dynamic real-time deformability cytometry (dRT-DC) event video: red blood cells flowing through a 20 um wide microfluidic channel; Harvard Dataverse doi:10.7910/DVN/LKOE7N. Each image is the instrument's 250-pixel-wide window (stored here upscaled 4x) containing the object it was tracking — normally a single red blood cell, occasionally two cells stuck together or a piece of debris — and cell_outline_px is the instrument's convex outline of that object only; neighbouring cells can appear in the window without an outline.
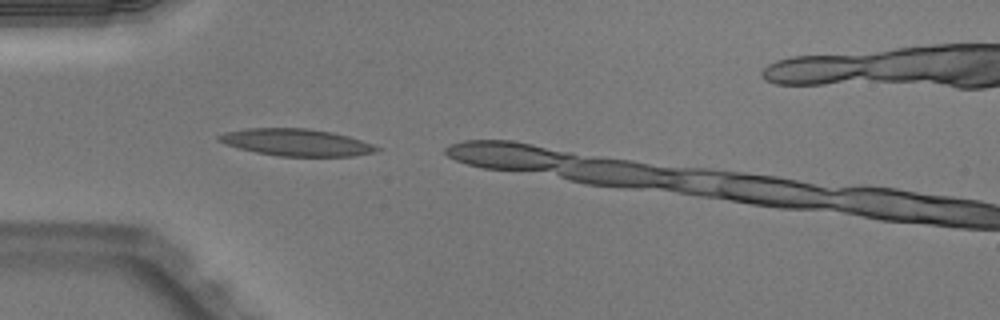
{"species": "Egyptian fruit bat (a non-hibernating species)", "species_latin": "Rousettus aegyptiacus", "temperature_condition": "warm", "stored_images_in_passage": 5, "camera_frame_rate_fps": 3000, "um_per_image_px": 0.085, "animal": {"sex": "male"}, "frame": {"image": 1, "passage_image": 2, "time_ms": 0.333, "image_size_px": [1000, 320], "cell_outline_px": [[380, 148], [372, 152], [352, 156], [280, 156], [256, 152], [240, 148], [228, 144], [220, 140], [216, 136], [228, 132], [244, 128], [308, 128], [332, 132], [348, 136], [372, 144]], "centroid_in_image_um": [25.19, 12.09], "position_along_channel_um": 59.8, "area_um2": 24.39}}